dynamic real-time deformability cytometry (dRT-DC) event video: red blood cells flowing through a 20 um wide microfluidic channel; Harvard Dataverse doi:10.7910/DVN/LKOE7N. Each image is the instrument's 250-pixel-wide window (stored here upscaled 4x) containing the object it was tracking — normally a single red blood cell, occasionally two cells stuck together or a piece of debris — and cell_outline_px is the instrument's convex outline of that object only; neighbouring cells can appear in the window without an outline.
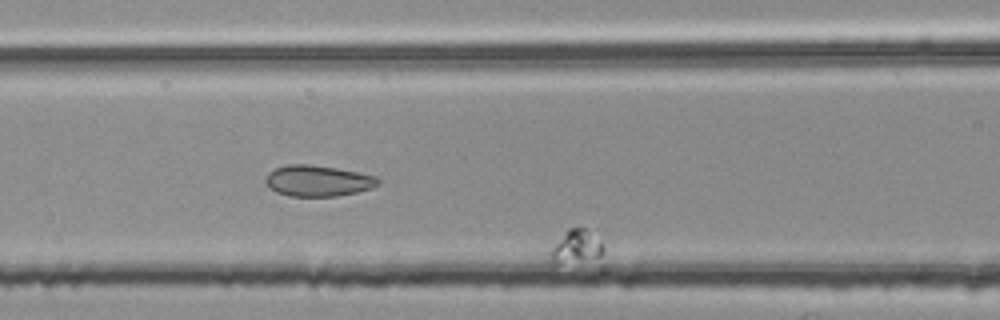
{"species": "common noctule bat (a hibernating species)", "species_latin": "Nyctalus noctula", "temperature_condition": "room temperature", "stored_images_in_passage": 53, "segment_of_instrument_passage": [2, 2], "camera_frame_rate_fps": 3000, "um_per_image_px": 0.085, "animal": {"sex": "female", "body_mass_g": 25.1}, "frame": {"image": 1, "passage_image": 23, "time_ms": 7.333, "image_size_px": [1000, 320], "cell_outline_px": [[604, 252], [600, 256], [552, 268], [548, 252], [568, 228], [584, 228], [604, 248]], "centroid_in_image_um": [48.84, 21.06], "position_along_channel_um": 117.8, "area_um2": 10.29}}
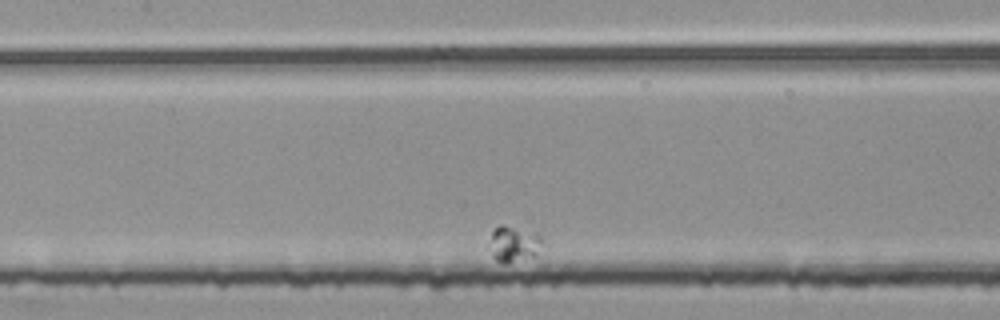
{"frame": {"image": 2, "passage_image": 29, "time_ms": 9.333, "image_size_px": [1000, 320], "cell_outline_px": [[544, 244], [536, 256], [504, 264], [496, 260], [492, 256], [492, 232], [500, 224], [504, 224], [536, 236], [544, 240]], "centroid_in_image_um": [43.7, 20.78], "position_along_channel_um": 163.7, "area_um2": 10.58}}